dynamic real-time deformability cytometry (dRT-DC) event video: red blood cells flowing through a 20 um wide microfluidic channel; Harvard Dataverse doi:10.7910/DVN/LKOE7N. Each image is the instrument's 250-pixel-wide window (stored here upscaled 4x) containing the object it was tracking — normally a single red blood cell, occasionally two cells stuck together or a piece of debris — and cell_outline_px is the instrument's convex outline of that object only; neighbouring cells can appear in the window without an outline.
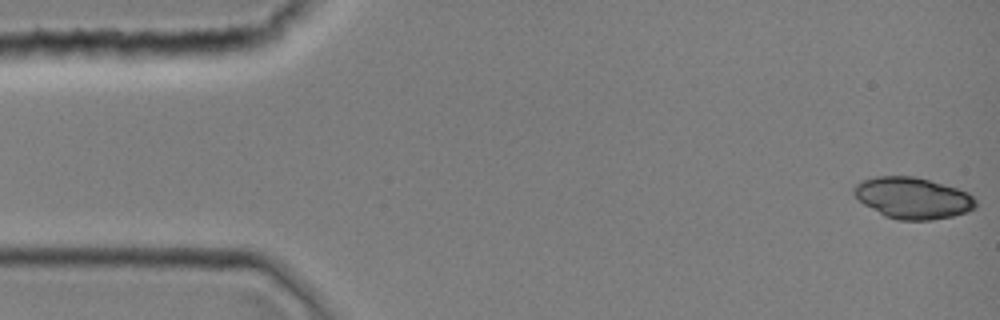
{"species": "common noctule bat (a hibernating species)", "species_latin": "Nyctalus noctula", "temperature_condition": "room temperature", "stored_images_in_passage": 8, "camera_frame_rate_fps": 3000, "um_per_image_px": 0.085, "animal": {"sex": "female", "body_mass_g": 19.0, "forearm_length_mm": 51.5}, "frame": {"image": 1, "passage_image": 1, "time_ms": 0.0, "image_size_px": [1000, 320], "cell_outline_px": [[976, 208], [968, 212], [952, 216], [932, 220], [896, 220], [884, 216], [864, 204], [852, 192], [852, 188], [860, 180], [876, 176], [916, 176], [956, 188], [968, 192], [976, 200]], "centroid_in_image_um": [77.58, 16.83], "position_along_channel_um": 7.4, "area_um2": 29.54}}